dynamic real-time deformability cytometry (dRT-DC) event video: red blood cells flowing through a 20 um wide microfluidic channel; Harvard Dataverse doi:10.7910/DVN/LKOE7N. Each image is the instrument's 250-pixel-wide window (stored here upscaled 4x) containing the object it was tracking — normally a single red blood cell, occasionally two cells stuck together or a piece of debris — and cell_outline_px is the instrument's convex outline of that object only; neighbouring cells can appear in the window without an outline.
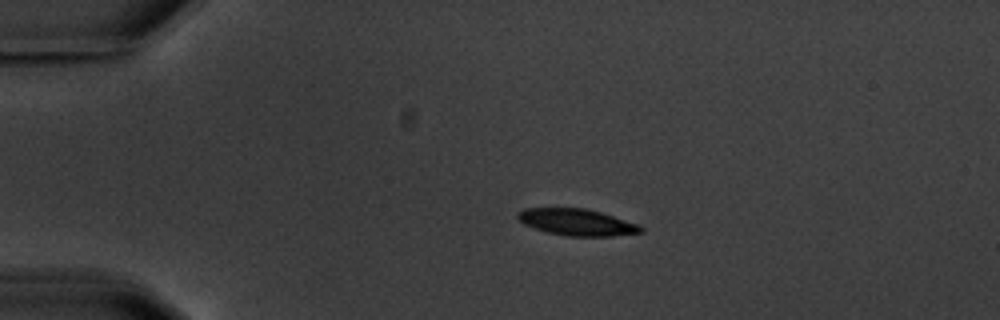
{"species": "common noctule bat (a hibernating species)", "species_latin": "Nyctalus noctula", "temperature_condition": "warm", "stored_images_in_passage": 7, "camera_frame_rate_fps": 3000, "um_per_image_px": 0.085, "animal": {"sex": "male", "body_mass_g": 20.1, "forearm_length_mm": 53.5}, "frame": {"image": 1, "passage_image": 3, "time_ms": 3.333, "image_size_px": [1000, 320], "cell_outline_px": [[644, 232], [612, 236], [568, 236], [548, 232], [524, 224], [516, 216], [516, 212], [524, 208], [588, 208], [640, 224], [644, 228]], "centroid_in_image_um": [49.07, 18.88], "position_along_channel_um": 35.9, "area_um2": 19.19}}
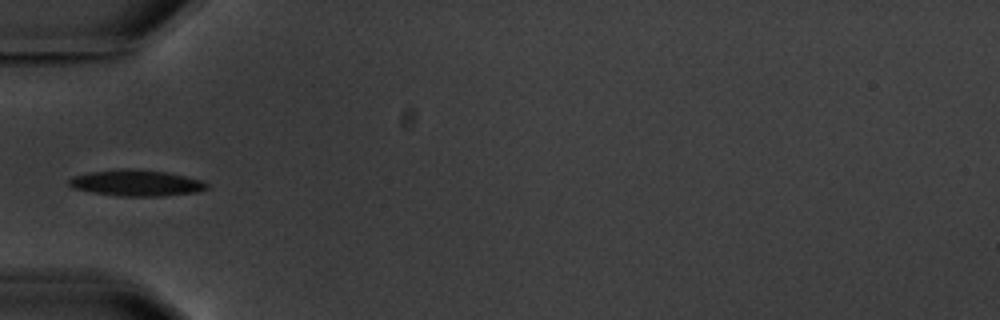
{"frame": {"image": 2, "passage_image": 5, "time_ms": 5.667, "image_size_px": [1000, 320], "cell_outline_px": [[208, 188], [196, 192], [164, 196], [120, 196], [92, 192], [72, 188], [68, 184], [68, 180], [72, 176], [88, 172], [116, 168], [128, 168], [168, 172], [200, 180], [208, 184]], "centroid_in_image_um": [11.54, 15.54], "position_along_channel_um": 73.5, "area_um2": 21.15}}
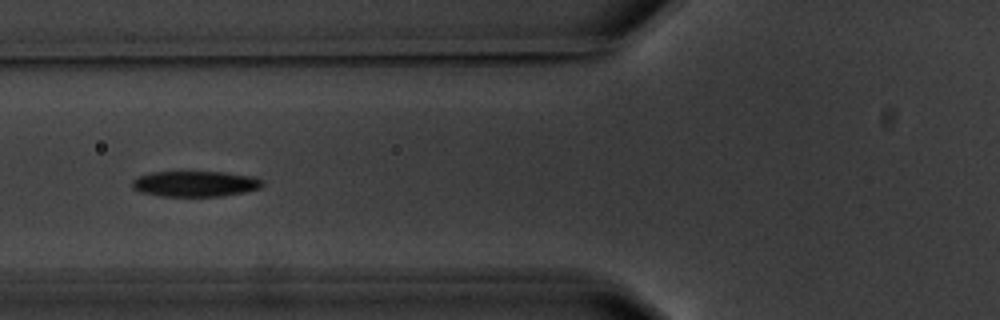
{"frame": {"image": 3, "passage_image": 6, "time_ms": 6.667, "image_size_px": [1000, 320], "cell_outline_px": [[264, 184], [260, 188], [244, 192], [220, 196], [160, 196], [140, 192], [132, 188], [132, 180], [140, 176], [152, 172], [224, 172], [252, 176], [264, 180]], "centroid_in_image_um": [16.6, 15.62], "position_along_channel_um": 109.2, "area_um2": 19.48}}